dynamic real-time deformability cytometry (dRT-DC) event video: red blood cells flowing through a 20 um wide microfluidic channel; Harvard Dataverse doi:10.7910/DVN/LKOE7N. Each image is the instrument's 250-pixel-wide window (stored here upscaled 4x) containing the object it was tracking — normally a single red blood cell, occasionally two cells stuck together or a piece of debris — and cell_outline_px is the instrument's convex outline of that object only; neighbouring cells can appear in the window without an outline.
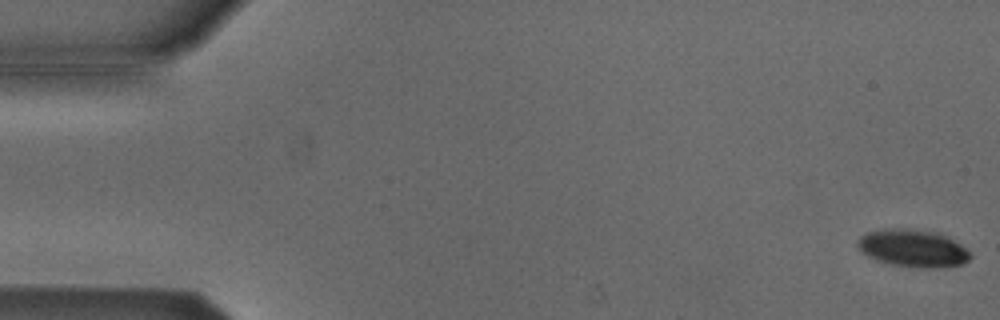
{"species": "Egyptian fruit bat (a non-hibernating species)", "species_latin": "Rousettus aegyptiacus", "temperature_condition": "cold", "stored_images_in_passage": 50, "camera_frame_rate_fps": 3000, "um_per_image_px": 0.085, "animal": {"sex": "male"}, "frame": {"image": 1, "passage_image": 1, "time_ms": 0.0, "image_size_px": [1000, 320], "cell_outline_px": [[972, 256], [964, 264], [940, 268], [920, 268], [892, 264], [876, 260], [868, 256], [856, 244], [856, 240], [860, 236], [868, 232], [884, 228], [908, 228], [936, 232], [948, 236], [972, 252]], "centroid_in_image_um": [77.63, 21.09], "position_along_channel_um": 7.4, "area_um2": 24.91}}
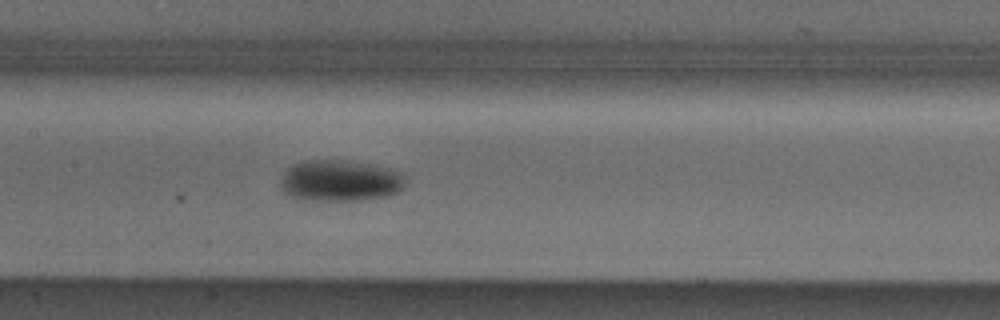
{"frame": {"image": 2, "passage_image": 26, "time_ms": 8.333, "image_size_px": [1000, 320], "cell_outline_px": [[408, 184], [404, 188], [392, 196], [360, 200], [304, 200], [292, 196], [284, 192], [280, 188], [280, 180], [284, 172], [292, 164], [308, 160], [344, 160], [376, 164], [404, 172]], "centroid_in_image_um": [28.99, 15.35], "position_along_channel_um": 178.4, "area_um2": 30.87}}
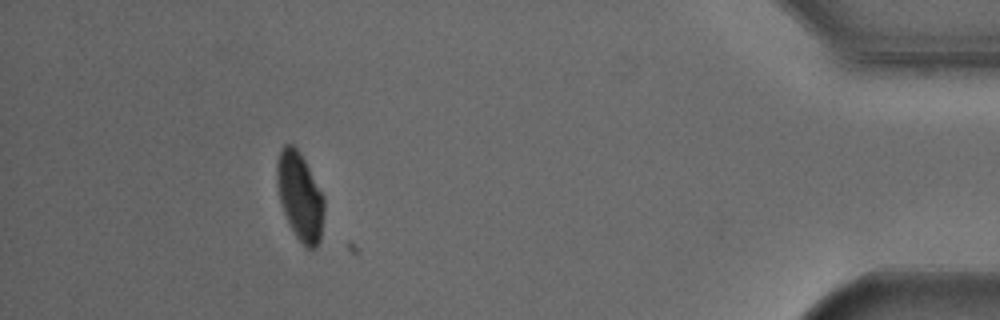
{"frame": {"image": 3, "passage_image": 49, "time_ms": 16.0, "image_size_px": [1000, 320], "cell_outline_px": [[324, 212], [320, 240], [316, 248], [304, 248], [296, 236], [280, 204], [276, 184], [276, 164], [280, 148], [284, 144], [292, 144], [300, 152], [324, 196]], "centroid_in_image_um": [25.48, 16.68], "position_along_channel_um": 409.7, "area_um2": 24.33}}